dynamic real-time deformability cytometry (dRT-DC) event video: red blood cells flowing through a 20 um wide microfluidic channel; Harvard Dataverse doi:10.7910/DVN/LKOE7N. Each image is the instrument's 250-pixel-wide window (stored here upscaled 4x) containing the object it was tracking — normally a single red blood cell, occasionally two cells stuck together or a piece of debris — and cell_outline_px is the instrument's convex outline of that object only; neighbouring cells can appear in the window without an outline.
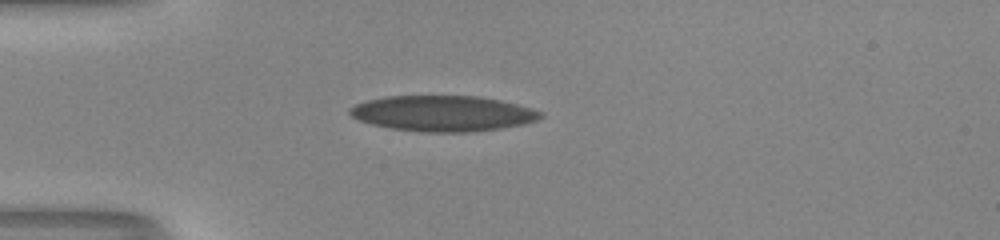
{"species": "human", "species_latin": "Homo sapiens", "temperature_condition": "room temperature", "stored_images_in_passage": 38, "camera_frame_rate_fps": 3000, "um_per_image_px": 0.085, "donor": {"sex": "male"}, "frame": {"image": 1, "passage_image": 1, "time_ms": 0.0, "image_size_px": [1000, 240], "cell_outline_px": [[544, 116], [536, 120], [520, 124], [500, 128], [472, 132], [420, 132], [392, 128], [372, 124], [360, 120], [352, 116], [348, 112], [348, 108], [356, 104], [368, 100], [388, 96], [480, 96], [500, 100], [532, 108], [544, 112]], "centroid_in_image_um": [37.65, 9.64], "position_along_channel_um": 47.3, "area_um2": 39.54}}
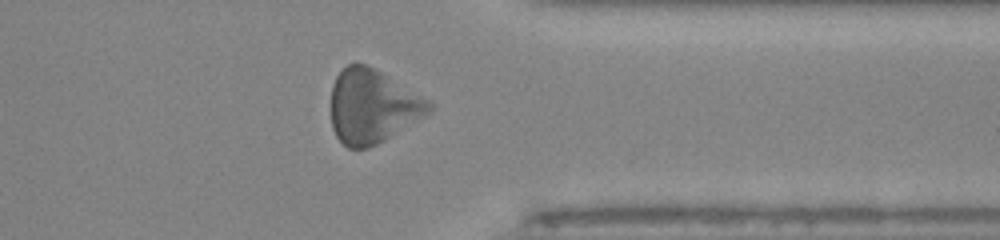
{"frame": {"image": 2, "passage_image": 28, "time_ms": 9.0, "image_size_px": [1000, 240], "cell_outline_px": [[432, 112], [384, 140], [368, 148], [348, 148], [336, 136], [332, 128], [332, 84], [336, 76], [348, 64], [364, 64], [380, 72], [428, 100], [432, 104]], "centroid_in_image_um": [31.64, 9.06], "position_along_channel_um": 379.8, "area_um2": 41.44}}
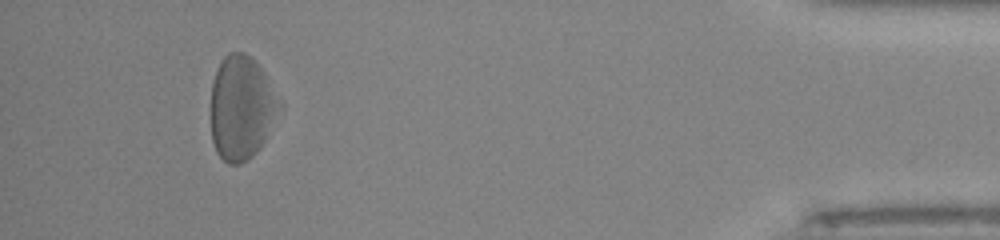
{"frame": {"image": 3, "passage_image": 35, "time_ms": 11.333, "image_size_px": [1000, 240], "cell_outline_px": [[284, 108], [260, 148], [252, 156], [240, 164], [228, 164], [216, 152], [212, 140], [212, 84], [220, 60], [228, 52], [244, 52], [264, 72], [284, 104]], "centroid_in_image_um": [20.57, 9.17], "position_along_channel_um": 414.6, "area_um2": 41.91}, "authors_computed_cell_mechanics": {"area_um2": 39.8242, "velocity_mm_per_s": 3.9926, "shape_relaxation_time_tau1_ms": 6.5494, "shape_relaxation_time_tau2_ms": 1.6748, "deformation_change_tau1": 0.1572, "deformation_change_tau2": 0.1222}}